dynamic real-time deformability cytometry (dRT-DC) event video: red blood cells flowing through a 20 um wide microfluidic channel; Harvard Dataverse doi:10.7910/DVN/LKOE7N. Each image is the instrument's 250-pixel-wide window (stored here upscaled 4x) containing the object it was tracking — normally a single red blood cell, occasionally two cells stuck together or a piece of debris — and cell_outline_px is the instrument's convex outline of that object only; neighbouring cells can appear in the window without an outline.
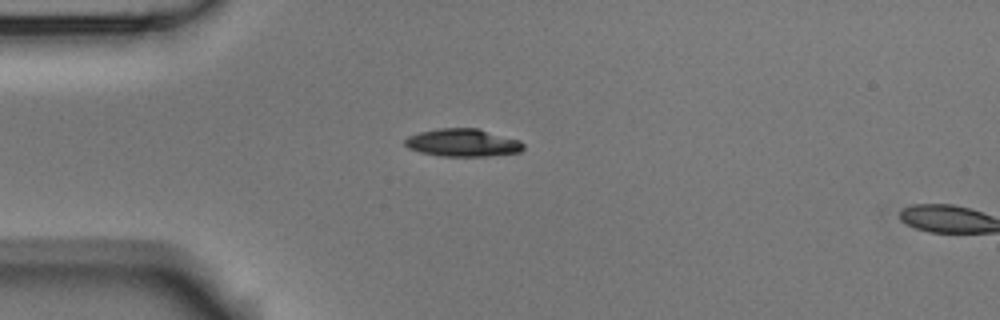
{"species": "Egyptian fruit bat (a non-hibernating species)", "species_latin": "Rousettus aegyptiacus", "temperature_condition": "room temperature", "stored_images_in_passage": 5, "segment_of_instrument_passage": [1, 2], "camera_frame_rate_fps": 3000, "um_per_image_px": 0.085, "animal": {"sex": "male"}, "frame": {"image": 1, "passage_image": 4, "time_ms": 1.0, "image_size_px": [1000, 320], "cell_outline_px": [[524, 148], [520, 152], [488, 156], [440, 156], [420, 152], [408, 148], [404, 144], [404, 140], [408, 136], [420, 132], [440, 128], [476, 128], [520, 140], [524, 144]], "centroid_in_image_um": [39.33, 12.13], "position_along_channel_um": 45.7, "area_um2": 19.13}}